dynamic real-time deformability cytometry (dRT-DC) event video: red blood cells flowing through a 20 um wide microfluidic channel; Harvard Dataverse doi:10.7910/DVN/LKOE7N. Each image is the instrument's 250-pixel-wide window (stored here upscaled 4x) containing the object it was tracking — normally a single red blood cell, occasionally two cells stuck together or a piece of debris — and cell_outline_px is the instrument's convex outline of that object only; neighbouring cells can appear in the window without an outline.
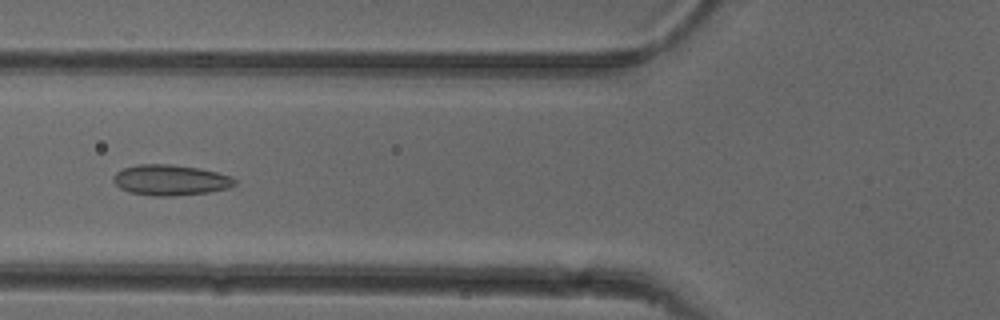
{"species": "common noctule bat (a hibernating species)", "species_latin": "Nyctalus noctula", "temperature_condition": "cold", "stored_images_in_passage": 52, "camera_frame_rate_fps": 3000, "um_per_image_px": 0.085, "animal": {"sex": "female"}, "frame": {"image": 1, "passage_image": 20, "time_ms": 6.333, "image_size_px": [1000, 320], "cell_outline_px": [[236, 184], [228, 188], [208, 192], [172, 196], [152, 196], [128, 192], [120, 188], [112, 180], [112, 176], [116, 172], [124, 168], [136, 164], [172, 164], [200, 168], [232, 176], [236, 180]], "centroid_in_image_um": [14.47, 15.3], "position_along_channel_um": 111.3, "area_um2": 21.85}}
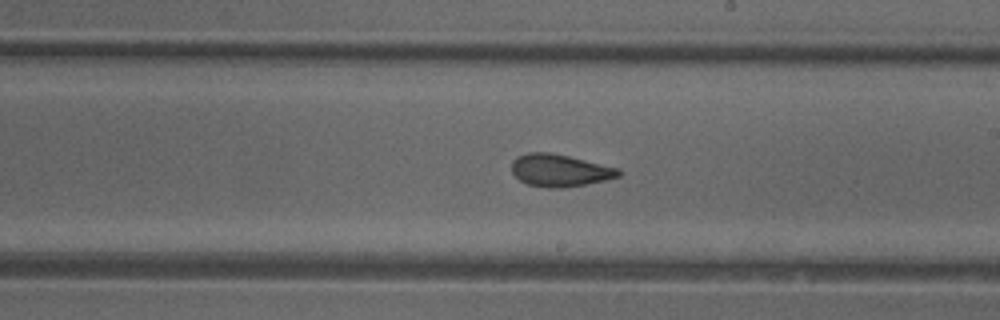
{"frame": {"image": 2, "passage_image": 30, "time_ms": 9.667, "image_size_px": [1000, 320], "cell_outline_px": [[624, 172], [620, 176], [604, 180], [584, 184], [560, 188], [548, 188], [528, 184], [520, 180], [512, 172], [512, 160], [516, 156], [528, 152], [548, 152], [568, 156], [620, 168]], "centroid_in_image_um": [47.59, 14.47], "position_along_channel_um": 241.4, "area_um2": 20.11}}
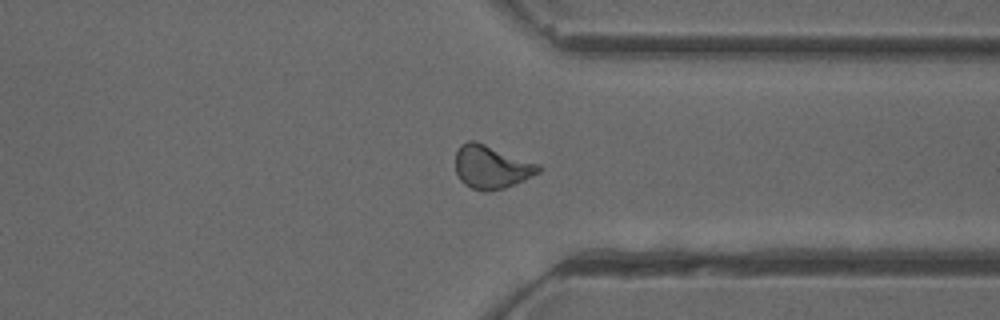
{"frame": {"image": 3, "passage_image": 40, "time_ms": 13.0, "image_size_px": [1000, 320], "cell_outline_px": [[540, 172], [524, 180], [504, 188], [484, 192], [472, 188], [464, 184], [460, 180], [456, 172], [456, 152], [460, 144], [468, 140], [476, 140], [540, 164]], "centroid_in_image_um": [41.76, 14.17], "position_along_channel_um": 369.6, "area_um2": 21.1}, "authors_computed_cell_mechanics": {"area_um2": 20.4323, "velocity_mm_per_s": 3.9041, "shape_relaxation_time_tau1_ms": 10.6909, "shape_relaxation_time_tau2_ms": 1.3026, "deformation_change_tau1": 0.198, "deformation_change_tau2": 0.0652}}